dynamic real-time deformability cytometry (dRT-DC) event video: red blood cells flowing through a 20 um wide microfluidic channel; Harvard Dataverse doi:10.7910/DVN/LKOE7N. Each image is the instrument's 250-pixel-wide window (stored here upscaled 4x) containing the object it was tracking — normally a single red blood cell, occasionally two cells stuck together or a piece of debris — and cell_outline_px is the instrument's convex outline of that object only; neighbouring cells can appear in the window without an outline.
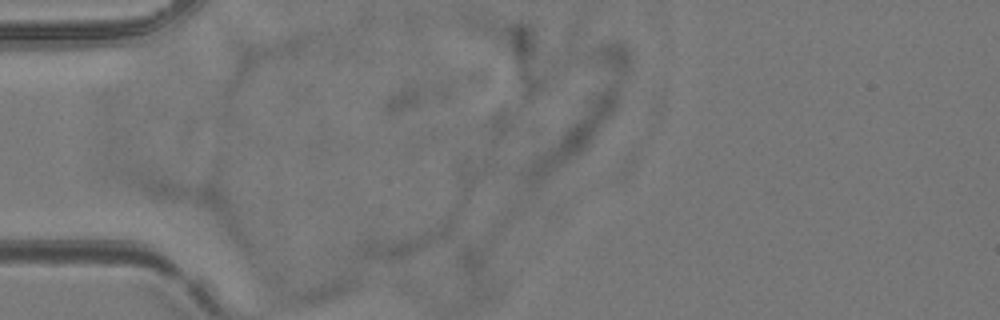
{"species": "common noctule bat (a hibernating species)", "species_latin": "Nyctalus noctula", "temperature_condition": "room temperature", "stored_images_in_passage": 4, "camera_frame_rate_fps": 3000, "um_per_image_px": 0.085, "animal": {"sex": "female", "body_mass_g": 24.6, "forearm_length_mm": 56.2}, "frame": {"image": 1, "passage_image": 2, "time_ms": 0.333, "image_size_px": [1000, 320], "cell_outline_px": [[452, 232], [396, 260], [388, 260], [356, 256], [356, 252], [364, 240], [368, 236], [452, 212]], "centroid_in_image_um": [34.46, 20.28], "position_along_channel_um": 50.5, "area_um2": 17.17}}